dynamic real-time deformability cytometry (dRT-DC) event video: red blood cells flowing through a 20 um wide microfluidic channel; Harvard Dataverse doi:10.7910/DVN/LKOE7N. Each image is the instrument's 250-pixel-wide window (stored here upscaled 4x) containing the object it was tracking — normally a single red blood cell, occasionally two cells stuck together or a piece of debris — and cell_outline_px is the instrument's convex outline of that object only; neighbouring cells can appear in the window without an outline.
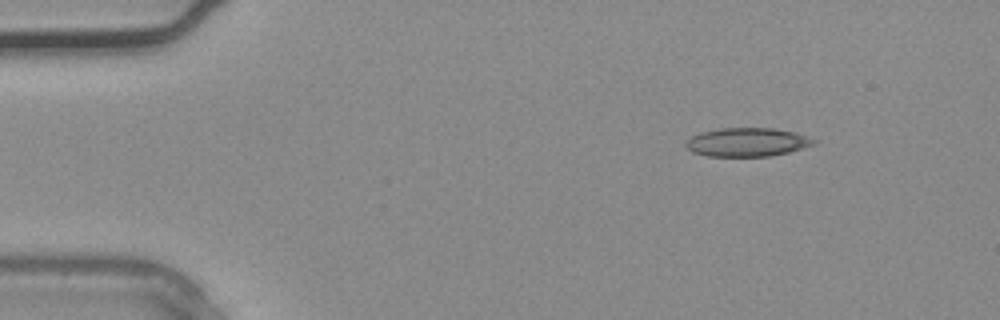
{"species": "common noctule bat (a hibernating species)", "species_latin": "Nyctalus noctula", "temperature_condition": "warm", "stored_images_in_passage": 3, "camera_frame_rate_fps": 3000, "um_per_image_px": 0.085, "animal": {"sex": "male", "body_mass_g": 20.4}, "frame": {"image": 1, "passage_image": 1, "time_ms": 0.0, "image_size_px": [1000, 320], "cell_outline_px": [[820, 140], [816, 144], [788, 152], [772, 156], [708, 156], [692, 152], [684, 144], [692, 136], [700, 132], [720, 128], [772, 128], [796, 132]], "centroid_in_image_um": [63.56, 12.08], "position_along_channel_um": 21.4, "area_um2": 21.5}}
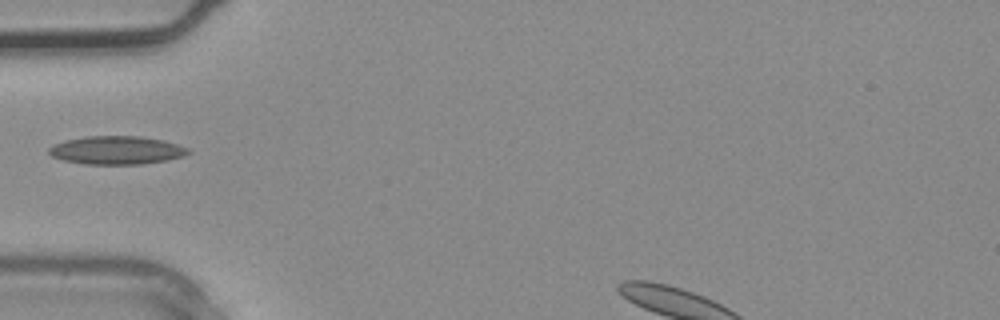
{"frame": {"image": 2, "passage_image": 3, "time_ms": 0.667, "image_size_px": [1000, 320], "cell_outline_px": [[192, 152], [184, 156], [168, 160], [144, 164], [84, 164], [64, 160], [52, 156], [48, 152], [48, 148], [64, 140], [88, 136], [140, 136], [164, 140], [188, 148]], "centroid_in_image_um": [9.94, 12.77], "position_along_channel_um": 75.1, "area_um2": 23.0}}